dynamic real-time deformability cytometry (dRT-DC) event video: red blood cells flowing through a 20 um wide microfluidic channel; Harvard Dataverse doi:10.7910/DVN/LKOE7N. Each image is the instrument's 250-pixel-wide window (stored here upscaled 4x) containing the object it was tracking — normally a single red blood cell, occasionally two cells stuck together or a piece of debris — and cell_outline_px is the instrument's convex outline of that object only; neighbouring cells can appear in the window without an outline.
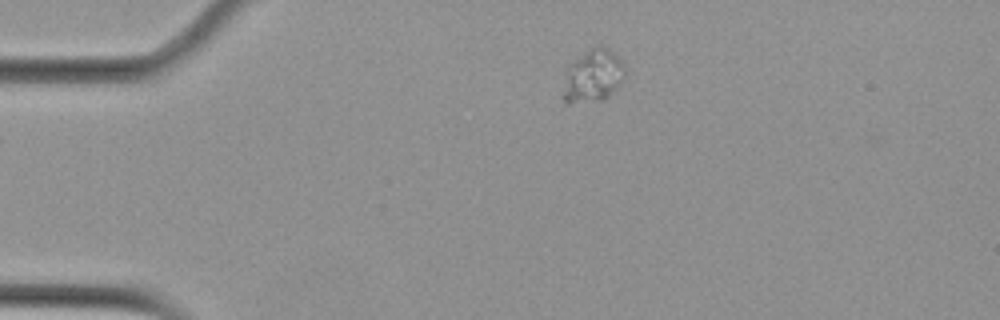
{"species": "Egyptian fruit bat (a non-hibernating species)", "species_latin": "Rousettus aegyptiacus", "temperature_condition": "cold", "stored_images_in_passage": 12, "camera_frame_rate_fps": 3000, "um_per_image_px": 0.085, "animal": {"sex": "female"}, "frame": {"image": 1, "passage_image": 1, "time_ms": 0.0, "image_size_px": [1000, 320], "cell_outline_px": [[624, 76], [620, 84], [608, 96], [600, 100], [568, 104], [564, 104], [560, 96], [568, 64], [588, 48], [596, 44], [608, 48], [624, 64]], "centroid_in_image_um": [50.33, 6.45], "position_along_channel_um": 34.7, "area_um2": 19.42}}
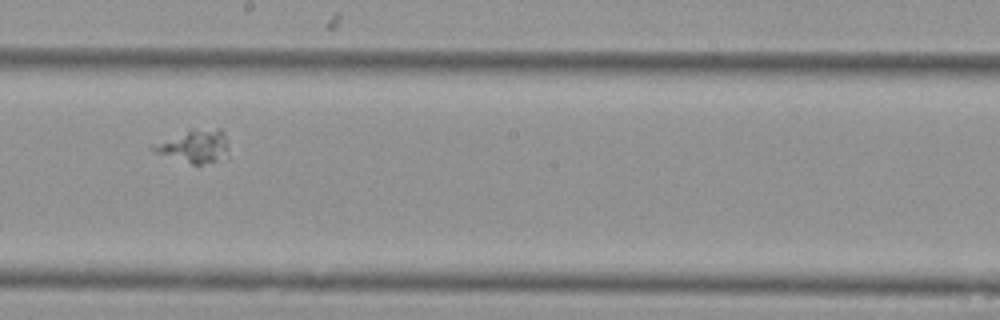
{"frame": {"image": 2, "passage_image": 6, "time_ms": 6.667, "image_size_px": [1000, 320], "cell_outline_px": [[228, 160], [200, 164], [192, 164], [156, 152], [148, 148], [152, 144], [188, 128], [220, 128], [224, 132], [228, 148]], "centroid_in_image_um": [16.56, 12.4], "position_along_channel_um": 231.6, "area_um2": 15.03}}
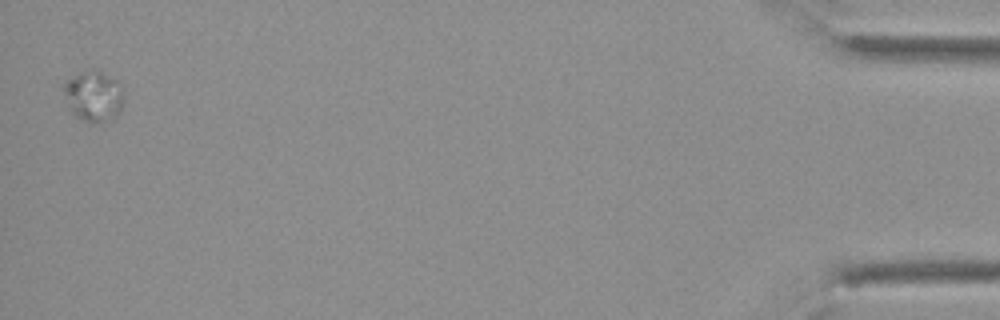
{"frame": {"image": 3, "passage_image": 12, "time_ms": 14.667, "image_size_px": [1000, 320], "cell_outline_px": [[124, 100], [120, 112], [112, 120], [100, 124], [92, 124], [76, 116], [72, 112], [60, 88], [64, 80], [88, 68], [96, 68], [104, 72], [116, 80], [124, 88]], "centroid_in_image_um": [7.96, 8.15], "position_along_channel_um": 427.2, "area_um2": 18.67}}